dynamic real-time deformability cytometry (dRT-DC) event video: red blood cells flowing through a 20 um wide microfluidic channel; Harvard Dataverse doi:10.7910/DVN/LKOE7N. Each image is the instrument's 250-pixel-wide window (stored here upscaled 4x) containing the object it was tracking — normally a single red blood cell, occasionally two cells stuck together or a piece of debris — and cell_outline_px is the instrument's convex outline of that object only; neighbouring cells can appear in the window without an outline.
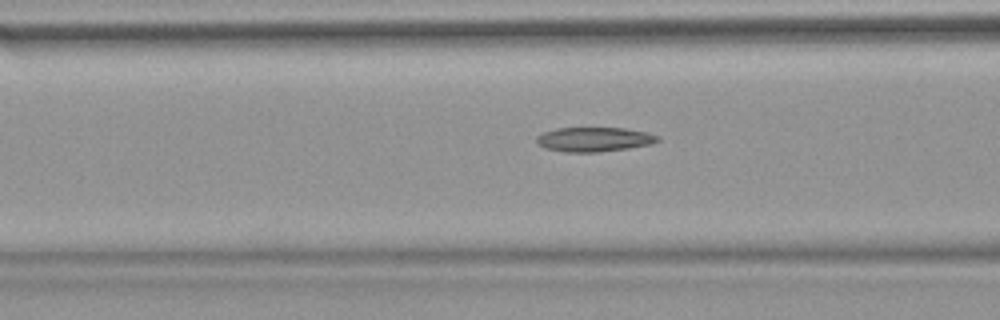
{"species": "common noctule bat (a hibernating species)", "species_latin": "Nyctalus noctula", "temperature_condition": "warm", "stored_images_in_passage": 53, "camera_frame_rate_fps": 3000, "um_per_image_px": 0.085, "animal": {"sex": "female", "body_mass_g": 18.4}, "frame": {"image": 1, "passage_image": 21, "time_ms": 6.667, "image_size_px": [1000, 320], "cell_outline_px": [[660, 140], [652, 144], [628, 148], [600, 152], [564, 152], [544, 148], [536, 140], [536, 136], [544, 132], [556, 128], [624, 128], [648, 132], [656, 136]], "centroid_in_image_um": [50.49, 11.85], "position_along_channel_um": 116.1, "area_um2": 17.22}}
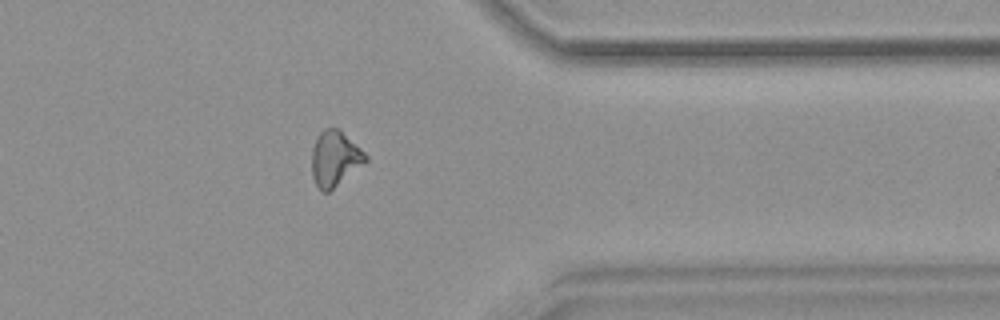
{"frame": {"image": 2, "passage_image": 43, "time_ms": 14.0, "image_size_px": [1000, 320], "cell_outline_px": [[368, 160], [328, 192], [320, 192], [312, 176], [312, 148], [316, 136], [324, 128], [332, 124], [364, 152], [368, 156]], "centroid_in_image_um": [28.42, 13.46], "position_along_channel_um": 383.0, "area_um2": 17.22}}
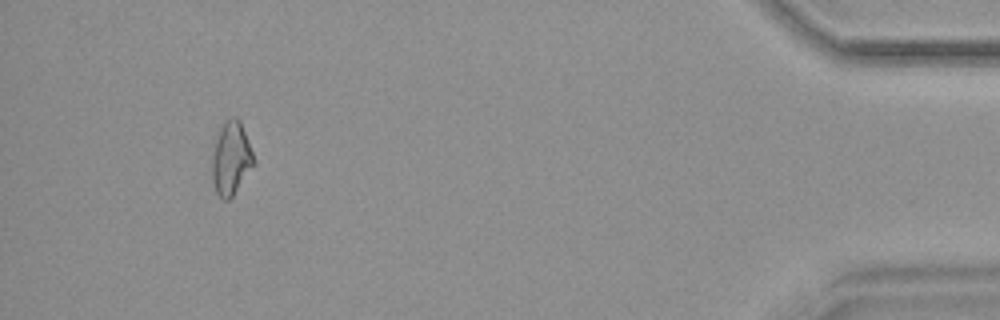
{"frame": {"image": 3, "passage_image": 50, "time_ms": 16.333, "image_size_px": [1000, 320], "cell_outline_px": [[256, 160], [232, 196], [228, 200], [224, 200], [216, 192], [212, 180], [212, 156], [216, 140], [220, 128], [224, 120], [232, 116], [236, 116], [240, 120]], "centroid_in_image_um": [19.63, 13.42], "position_along_channel_um": 415.6, "area_um2": 17.57}}